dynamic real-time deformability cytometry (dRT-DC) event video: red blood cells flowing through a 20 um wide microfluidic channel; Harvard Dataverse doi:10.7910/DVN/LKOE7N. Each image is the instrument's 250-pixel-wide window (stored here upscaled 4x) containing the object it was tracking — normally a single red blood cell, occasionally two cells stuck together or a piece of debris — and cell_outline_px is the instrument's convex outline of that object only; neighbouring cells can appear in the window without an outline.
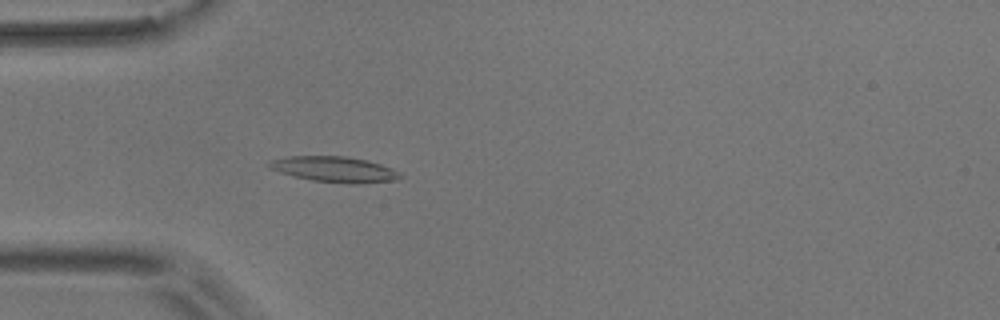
{"species": "common noctule bat (a hibernating species)", "species_latin": "Nyctalus noctula", "temperature_condition": "room temperature", "stored_images_in_passage": 48, "camera_frame_rate_fps": 3000, "um_per_image_px": 0.085, "animal": {"sex": "male", "body_mass_g": 17.9}, "frame": {"image": 1, "passage_image": 9, "time_ms": 2.667, "image_size_px": [1000, 320], "cell_outline_px": [[404, 176], [396, 180], [356, 184], [348, 184], [312, 180], [292, 176], [268, 168], [264, 164], [268, 160], [288, 156], [344, 156], [368, 160], [392, 168], [400, 172]], "centroid_in_image_um": [28.39, 14.39], "position_along_channel_um": 56.6, "area_um2": 19.88}}
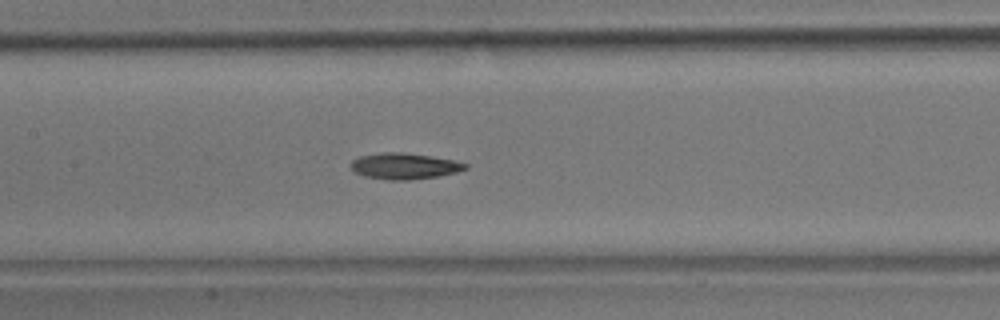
{"frame": {"image": 2, "passage_image": 19, "time_ms": 6.0, "image_size_px": [1000, 320], "cell_outline_px": [[468, 168], [456, 172], [436, 176], [408, 180], [388, 180], [364, 176], [356, 172], [348, 164], [352, 160], [360, 156], [384, 152], [404, 152], [432, 156], [452, 160], [468, 164]], "centroid_in_image_um": [34.34, 14.11], "position_along_channel_um": 173.1, "area_um2": 17.34}}
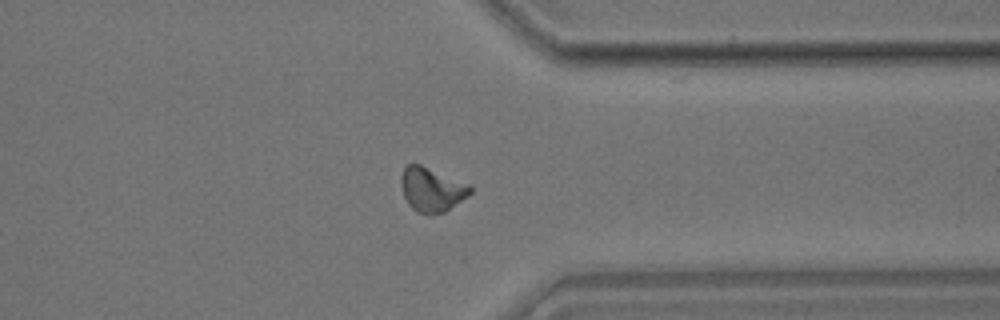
{"frame": {"image": 3, "passage_image": 36, "time_ms": 11.667, "image_size_px": [1000, 320], "cell_outline_px": [[472, 192], [468, 196], [444, 212], [432, 216], [416, 212], [408, 204], [404, 196], [400, 184], [400, 176], [404, 168], [408, 164], [420, 164], [468, 184], [472, 188]], "centroid_in_image_um": [36.67, 16.13], "position_along_channel_um": 374.7, "area_um2": 17.86}, "authors_computed_cell_mechanics": {"area_um2": 17.1666, "velocity_mm_per_s": 3.6342, "shape_relaxation_time_tau1_ms": 10.5037, "shape_relaxation_time_tau2_ms": 10.648, "deformation_change_tau1": 0.2172, "deformation_change_tau2": 0.2074}}